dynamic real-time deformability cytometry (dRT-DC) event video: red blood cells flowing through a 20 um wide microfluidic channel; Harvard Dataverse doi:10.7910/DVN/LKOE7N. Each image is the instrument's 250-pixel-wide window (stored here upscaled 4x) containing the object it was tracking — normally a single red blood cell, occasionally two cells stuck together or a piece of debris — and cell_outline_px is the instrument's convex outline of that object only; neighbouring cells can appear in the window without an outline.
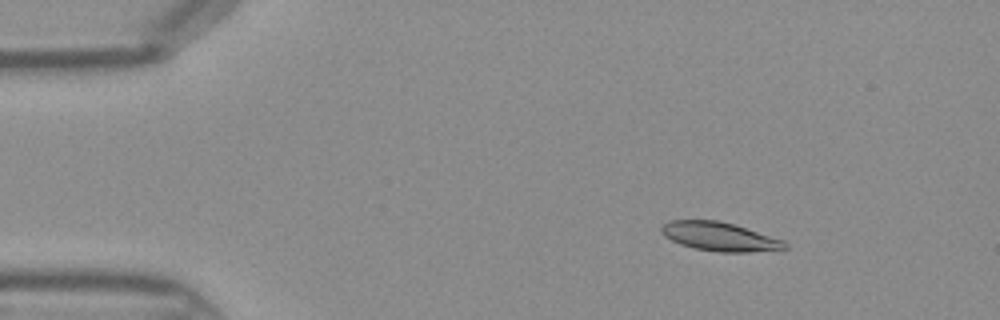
{"species": "Egyptian fruit bat (a non-hibernating species)", "species_latin": "Rousettus aegyptiacus", "temperature_condition": "warm", "stored_images_in_passage": 44, "camera_frame_rate_fps": 3000, "um_per_image_px": 0.085, "frame": {"image": 1, "passage_image": 6, "time_ms": 1.667, "image_size_px": [1000, 320], "cell_outline_px": [[788, 248], [748, 252], [720, 252], [692, 248], [680, 244], [664, 236], [660, 232], [660, 228], [668, 220], [716, 220], [732, 224], [784, 240], [788, 244]], "centroid_in_image_um": [61.13, 20.11], "position_along_channel_um": 23.9, "area_um2": 20.58}}
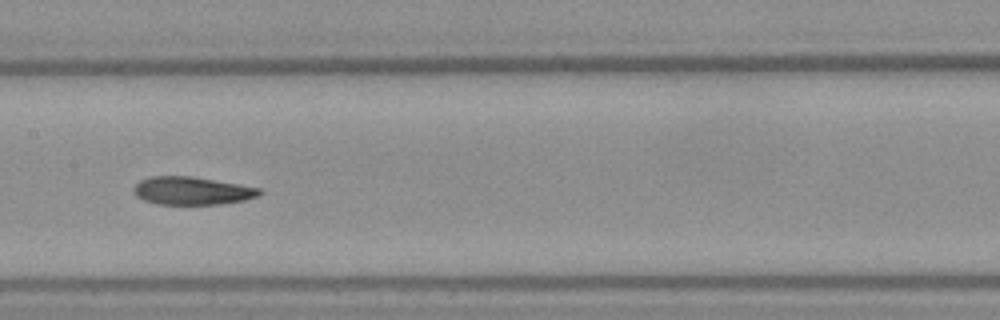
{"frame": {"image": 2, "passage_image": 22, "time_ms": 7.0, "image_size_px": [1000, 320], "cell_outline_px": [[264, 192], [260, 196], [244, 200], [220, 204], [156, 204], [144, 200], [136, 196], [132, 192], [132, 188], [140, 180], [148, 176], [192, 176], [260, 188]], "centroid_in_image_um": [16.3, 16.21], "position_along_channel_um": 191.1, "area_um2": 20.63}}
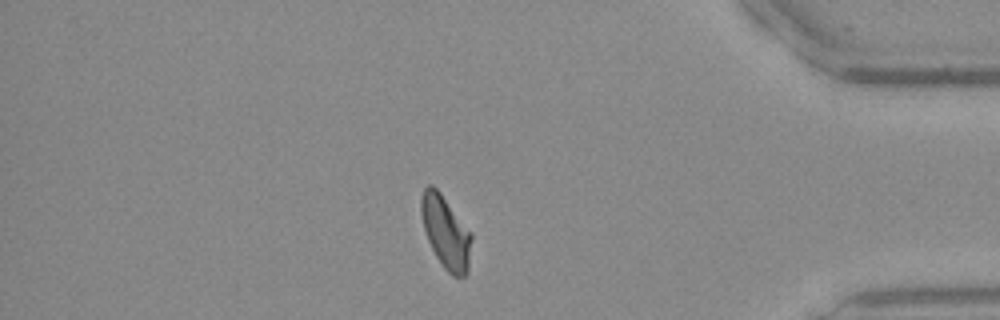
{"frame": {"image": 3, "passage_image": 38, "time_ms": 12.333, "image_size_px": [1000, 320], "cell_outline_px": [[472, 240], [468, 272], [464, 276], [452, 276], [444, 268], [436, 256], [428, 240], [424, 228], [420, 212], [420, 200], [424, 188], [428, 184], [432, 184], [440, 192], [472, 232]], "centroid_in_image_um": [37.9, 19.72], "position_along_channel_um": 397.3, "area_um2": 21.39}}